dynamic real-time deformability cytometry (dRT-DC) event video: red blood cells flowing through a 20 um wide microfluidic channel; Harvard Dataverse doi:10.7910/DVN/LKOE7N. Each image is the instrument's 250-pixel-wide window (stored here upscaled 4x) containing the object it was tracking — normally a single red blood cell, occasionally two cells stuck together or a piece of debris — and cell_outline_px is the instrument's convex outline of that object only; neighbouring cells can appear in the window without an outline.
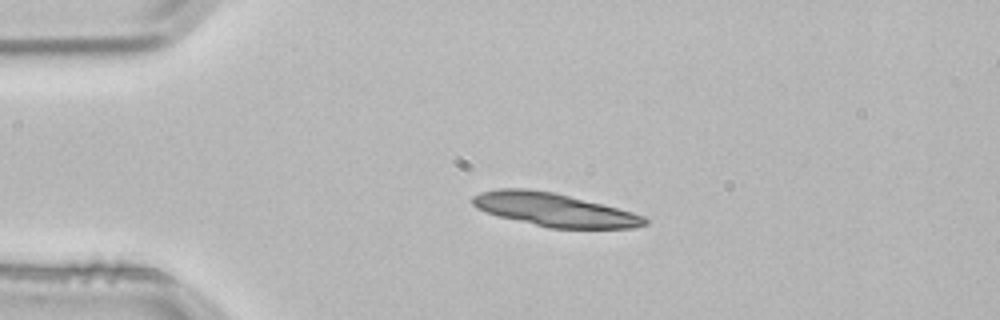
{"species": "common noctule bat (a hibernating species)", "species_latin": "Nyctalus noctula", "temperature_condition": "room temperature", "stored_images_in_passage": 2, "camera_frame_rate_fps": 3000, "um_per_image_px": 0.085, "animal": {"sex": "male", "body_mass_g": 21.5, "forearm_length_mm": 52.0}, "frame": {"image": 1, "passage_image": 1, "time_ms": 0.0, "image_size_px": [1000, 320], "cell_outline_px": [[648, 224], [632, 228], [548, 228], [500, 216], [476, 208], [472, 204], [472, 196], [480, 192], [500, 188], [528, 188], [552, 192], [632, 212], [644, 216], [648, 220]], "centroid_in_image_um": [47.08, 17.83], "position_along_channel_um": 37.9, "area_um2": 32.95}}